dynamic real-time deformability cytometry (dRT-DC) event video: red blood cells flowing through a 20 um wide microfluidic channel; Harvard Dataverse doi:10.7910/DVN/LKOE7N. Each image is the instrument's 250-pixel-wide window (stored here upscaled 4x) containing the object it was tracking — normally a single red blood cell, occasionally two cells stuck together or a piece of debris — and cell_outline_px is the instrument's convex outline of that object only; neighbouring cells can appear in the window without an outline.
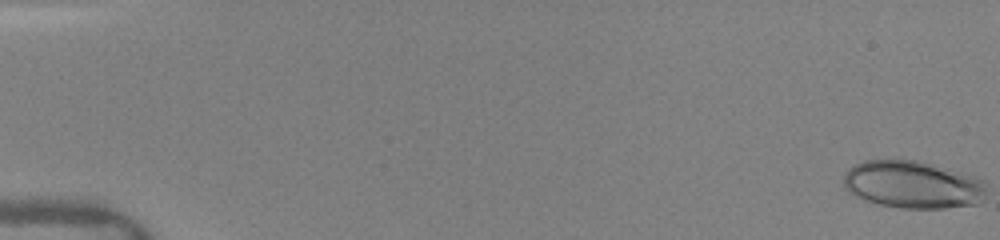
{"species": "human", "species_latin": "Homo sapiens", "temperature_condition": "warm", "stored_images_in_passage": 13, "camera_frame_rate_fps": 3000, "um_per_image_px": 0.085, "donor": {"sex": "female"}, "frame": {"image": 1, "passage_image": 1, "time_ms": 0.0, "image_size_px": [1000, 240], "cell_outline_px": [[984, 200], [976, 204], [944, 208], [900, 208], [880, 204], [856, 196], [844, 188], [844, 172], [852, 164], [864, 160], [916, 160], [932, 164], [976, 176], [984, 180]], "centroid_in_image_um": [77.57, 15.68], "position_along_channel_um": 7.4, "area_um2": 39.59}}
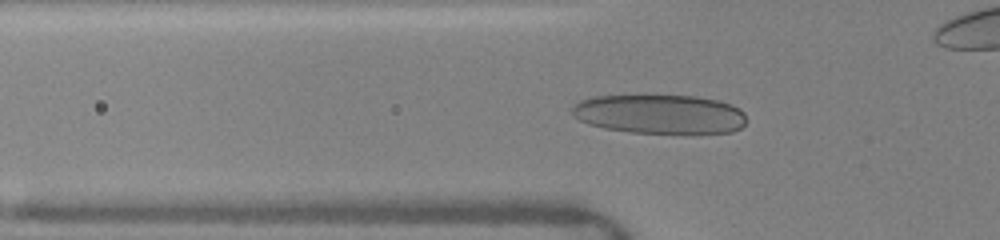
{"frame": {"image": 2, "passage_image": 11, "time_ms": 5.667, "image_size_px": [1000, 240], "cell_outline_px": [[748, 120], [740, 128], [732, 132], [700, 136], [632, 132], [604, 128], [588, 124], [572, 116], [572, 104], [580, 100], [592, 96], [696, 96], [716, 100], [732, 104], [740, 108], [744, 112]], "centroid_in_image_um": [56.15, 9.74], "position_along_channel_um": 69.6, "area_um2": 41.1}}